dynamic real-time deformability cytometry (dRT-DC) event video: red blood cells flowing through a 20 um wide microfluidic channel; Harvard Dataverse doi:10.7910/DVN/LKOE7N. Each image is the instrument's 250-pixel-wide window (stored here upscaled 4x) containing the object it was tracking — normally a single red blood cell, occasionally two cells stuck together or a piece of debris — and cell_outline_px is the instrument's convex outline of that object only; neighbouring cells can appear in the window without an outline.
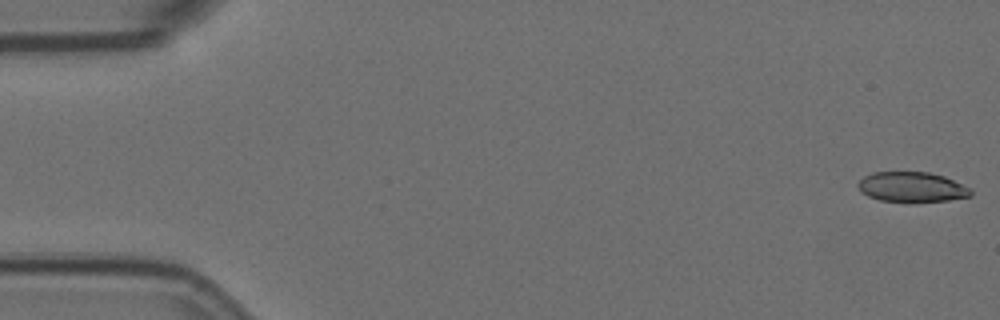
{"species": "Egyptian fruit bat (a non-hibernating species)", "species_latin": "Rousettus aegyptiacus", "temperature_condition": "room temperature", "stored_images_in_passage": 56, "camera_frame_rate_fps": 3000, "um_per_image_px": 0.085, "animal": {"sex": "female"}, "frame": {"image": 1, "passage_image": 1, "time_ms": 0.0, "image_size_px": [1000, 320], "cell_outline_px": [[972, 196], [948, 200], [880, 200], [868, 196], [860, 192], [856, 184], [864, 176], [872, 172], [928, 172], [944, 176], [968, 188], [972, 192]], "centroid_in_image_um": [77.45, 15.87], "position_along_channel_um": 7.5, "area_um2": 19.19}}
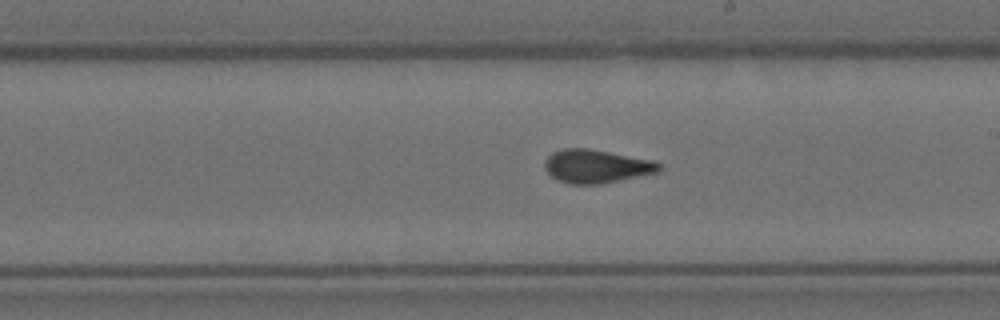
{"frame": {"image": 2, "passage_image": 32, "time_ms": 10.333, "image_size_px": [1000, 320], "cell_outline_px": [[660, 172], [600, 184], [568, 184], [552, 176], [548, 172], [544, 164], [548, 156], [552, 152], [564, 148], [588, 148], [656, 160], [660, 164]], "centroid_in_image_um": [50.73, 14.12], "position_along_channel_um": 238.3, "area_um2": 22.31}}
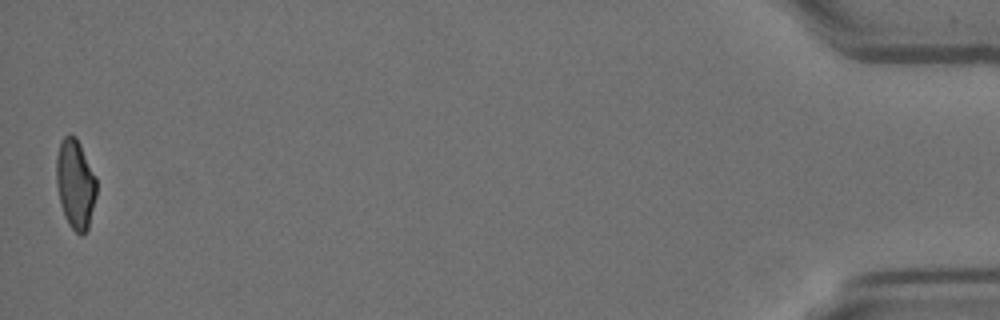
{"frame": {"image": 3, "passage_image": 56, "time_ms": 18.333, "image_size_px": [1000, 320], "cell_outline_px": [[96, 196], [88, 228], [80, 236], [68, 224], [64, 216], [60, 204], [56, 184], [56, 156], [60, 140], [64, 136], [76, 136], [96, 176]], "centroid_in_image_um": [6.39, 15.64], "position_along_channel_um": 428.8, "area_um2": 21.04}, "authors_computed_cell_mechanics": {"area_um2": 21.675, "velocity_mm_per_s": 3.5874, "shape_relaxation_time_tau1_ms": 7.5322, "shape_relaxation_time_tau2_ms": 1.575, "deformation_change_tau1": 0.1877, "deformation_change_tau2": 0.0633}}